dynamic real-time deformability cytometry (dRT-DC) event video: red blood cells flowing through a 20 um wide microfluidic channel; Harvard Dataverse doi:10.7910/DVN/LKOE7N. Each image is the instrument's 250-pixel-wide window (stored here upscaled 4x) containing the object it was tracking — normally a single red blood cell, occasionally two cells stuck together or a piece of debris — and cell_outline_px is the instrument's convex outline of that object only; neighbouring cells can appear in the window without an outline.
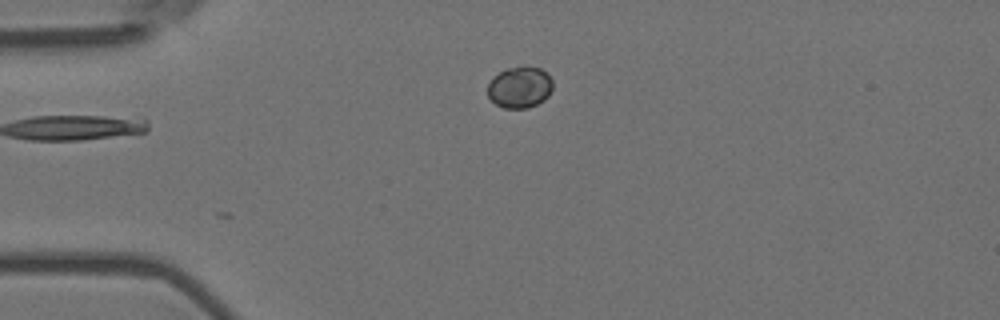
{"species": "Egyptian fruit bat (a non-hibernating species)", "species_latin": "Rousettus aegyptiacus", "temperature_condition": "room temperature", "stored_images_in_passage": 4, "camera_frame_rate_fps": 3000, "um_per_image_px": 0.085, "animal": {"sex": "female"}, "frame": {"image": 1, "passage_image": 4, "time_ms": 1.0, "image_size_px": [1000, 320], "cell_outline_px": [[552, 88], [548, 96], [544, 100], [528, 108], [504, 108], [496, 104], [488, 96], [488, 84], [492, 76], [504, 68], [524, 64], [540, 68], [548, 72], [552, 80]], "centroid_in_image_um": [44.18, 7.37], "position_along_channel_um": 40.8, "area_um2": 16.18}}